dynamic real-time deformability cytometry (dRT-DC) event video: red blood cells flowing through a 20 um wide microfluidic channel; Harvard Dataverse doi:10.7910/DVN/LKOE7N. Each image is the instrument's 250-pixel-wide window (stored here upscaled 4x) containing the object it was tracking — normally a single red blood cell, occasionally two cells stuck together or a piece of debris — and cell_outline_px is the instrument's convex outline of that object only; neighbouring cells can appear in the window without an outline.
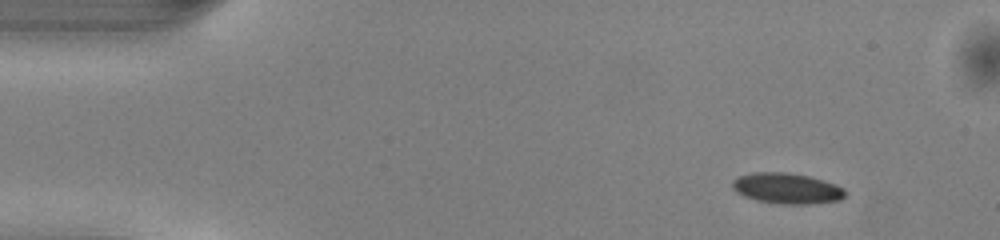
{"species": "common noctule bat (a hibernating species)", "species_latin": "Nyctalus noctula", "temperature_condition": "warm", "stored_images_in_passage": 46, "camera_frame_rate_fps": 3000, "um_per_image_px": 0.085, "animal": {"sex": "male", "body_mass_g": 13.0, "forearm_length_mm": 53.1}, "frame": {"image": 1, "passage_image": 1, "time_ms": 0.0, "image_size_px": [1000, 240], "cell_outline_px": [[844, 196], [840, 200], [804, 204], [784, 204], [756, 200], [744, 196], [736, 192], [732, 188], [732, 180], [740, 176], [752, 172], [788, 172], [808, 176], [836, 184], [844, 188]], "centroid_in_image_um": [66.85, 16.0], "position_along_channel_um": 18.1, "area_um2": 20.06}}
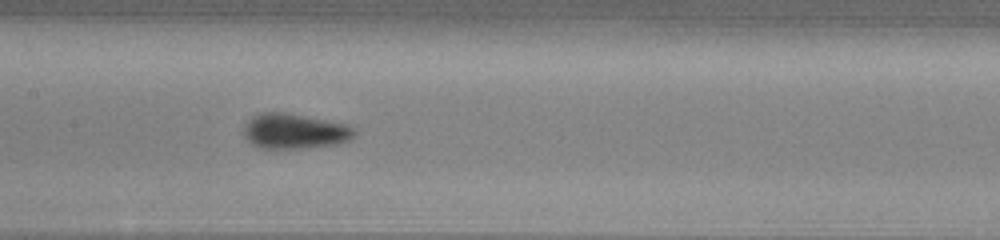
{"frame": {"image": 2, "passage_image": 20, "time_ms": 6.333, "image_size_px": [1000, 240], "cell_outline_px": [[356, 132], [348, 140], [340, 144], [304, 148], [260, 148], [252, 144], [240, 132], [244, 124], [252, 116], [260, 112], [284, 112], [348, 124], [356, 128]], "centroid_in_image_um": [25.01, 11.15], "position_along_channel_um": 182.4, "area_um2": 23.0}}
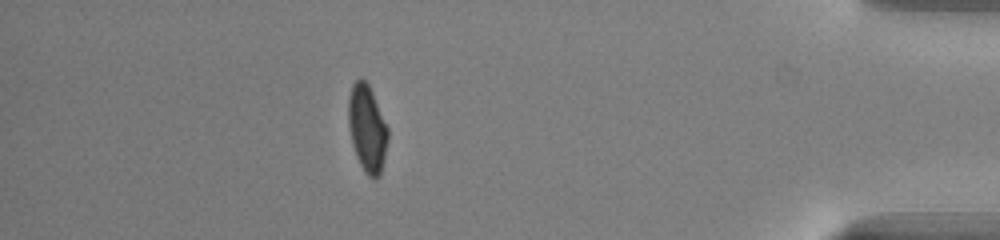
{"frame": {"image": 3, "passage_image": 40, "time_ms": 13.0, "image_size_px": [1000, 240], "cell_outline_px": [[388, 140], [380, 176], [376, 180], [372, 180], [364, 172], [356, 156], [352, 144], [348, 124], [348, 96], [352, 84], [360, 76], [368, 84], [372, 92], [388, 128]], "centroid_in_image_um": [31.2, 10.94], "position_along_channel_um": 404.0, "area_um2": 20.23}, "authors_computed_cell_mechanics": {"area_um2": 20.6057, "velocity_mm_per_s": 4.0813, "shape_relaxation_time_tau1_ms": 2.9505, "shape_relaxation_time_tau2_ms": null, "deformation_change_tau1": 0.1212, "deformation_change_tau2": null}}